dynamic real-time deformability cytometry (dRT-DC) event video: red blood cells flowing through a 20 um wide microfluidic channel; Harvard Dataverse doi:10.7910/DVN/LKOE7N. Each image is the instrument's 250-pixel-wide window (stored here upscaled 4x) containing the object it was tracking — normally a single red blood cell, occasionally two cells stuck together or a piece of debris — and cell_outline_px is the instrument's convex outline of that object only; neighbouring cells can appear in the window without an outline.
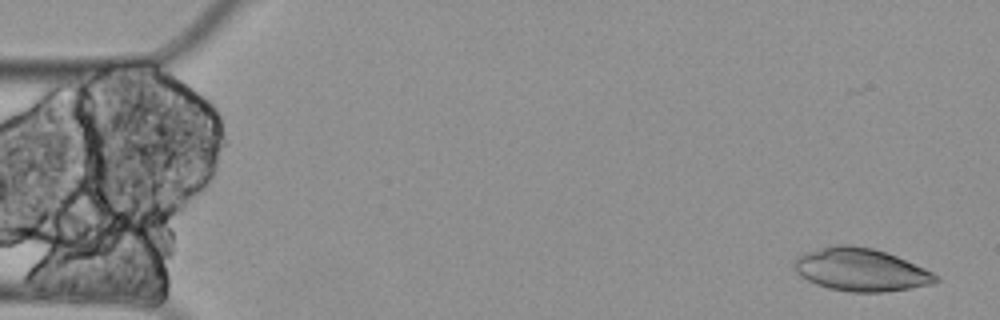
{"species": "Egyptian fruit bat (a non-hibernating species)", "species_latin": "Rousettus aegyptiacus", "temperature_condition": "cold", "stored_images_in_passage": 6, "camera_frame_rate_fps": 3000, "um_per_image_px": 0.085, "animal": {"sex": "female"}, "frame": {"image": 1, "passage_image": 1, "time_ms": 0.0, "image_size_px": [1000, 320], "cell_outline_px": [[940, 280], [932, 284], [884, 292], [848, 292], [828, 288], [816, 284], [800, 276], [796, 272], [792, 264], [804, 252], [836, 244], [848, 244], [872, 248], [896, 256], [924, 268], [940, 276]], "centroid_in_image_um": [73.16, 22.93], "position_along_channel_um": 11.8, "area_um2": 35.2}}